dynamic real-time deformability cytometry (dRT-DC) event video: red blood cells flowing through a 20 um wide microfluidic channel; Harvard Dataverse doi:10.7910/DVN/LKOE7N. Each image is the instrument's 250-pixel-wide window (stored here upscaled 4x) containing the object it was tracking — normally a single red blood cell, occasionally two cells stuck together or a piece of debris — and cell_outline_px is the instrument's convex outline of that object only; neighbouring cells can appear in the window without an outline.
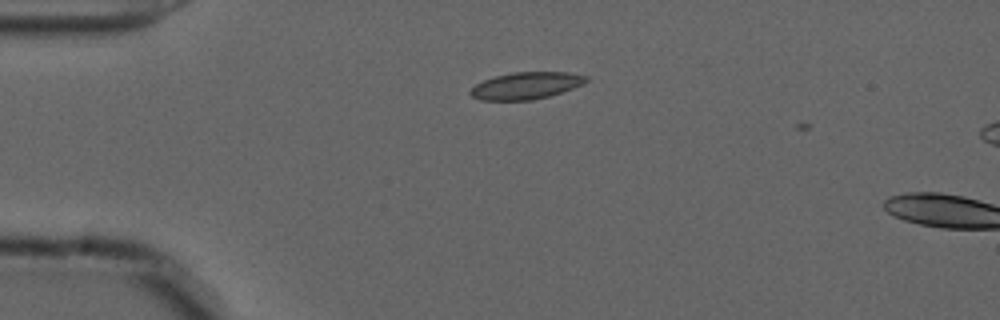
{"species": "common noctule bat (a hibernating species)", "species_latin": "Nyctalus noctula", "temperature_condition": "cold", "stored_images_in_passage": 9, "camera_frame_rate_fps": 3000, "um_per_image_px": 0.085, "animal": {"sex": "male", "forearm_length_mm": 52.5}, "frame": {"image": 1, "passage_image": 7, "time_ms": 2.0, "image_size_px": [1000, 320], "cell_outline_px": [[588, 80], [572, 88], [548, 96], [532, 100], [480, 100], [472, 96], [468, 92], [476, 84], [484, 80], [496, 76], [512, 72], [568, 72], [588, 76]], "centroid_in_image_um": [44.69, 7.27], "position_along_channel_um": 40.3, "area_um2": 17.98}}